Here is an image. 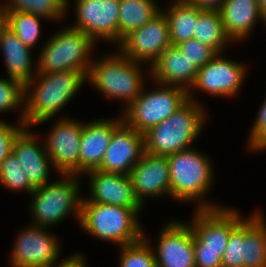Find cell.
<instances>
[{
    "mask_svg": "<svg viewBox=\"0 0 266 267\" xmlns=\"http://www.w3.org/2000/svg\"><path fill=\"white\" fill-rule=\"evenodd\" d=\"M90 178L89 198L81 202H95L127 208H143L136 198L129 175L102 172L94 169L85 173ZM90 176V177H89Z\"/></svg>",
    "mask_w": 266,
    "mask_h": 267,
    "instance_id": "obj_18",
    "label": "cell"
},
{
    "mask_svg": "<svg viewBox=\"0 0 266 267\" xmlns=\"http://www.w3.org/2000/svg\"><path fill=\"white\" fill-rule=\"evenodd\" d=\"M136 198L145 206V197L170 196V170L167 156L144 152L129 174Z\"/></svg>",
    "mask_w": 266,
    "mask_h": 267,
    "instance_id": "obj_17",
    "label": "cell"
},
{
    "mask_svg": "<svg viewBox=\"0 0 266 267\" xmlns=\"http://www.w3.org/2000/svg\"><path fill=\"white\" fill-rule=\"evenodd\" d=\"M243 251L244 219L231 231L222 256V267H243Z\"/></svg>",
    "mask_w": 266,
    "mask_h": 267,
    "instance_id": "obj_32",
    "label": "cell"
},
{
    "mask_svg": "<svg viewBox=\"0 0 266 267\" xmlns=\"http://www.w3.org/2000/svg\"><path fill=\"white\" fill-rule=\"evenodd\" d=\"M261 11L266 9V0H257Z\"/></svg>",
    "mask_w": 266,
    "mask_h": 267,
    "instance_id": "obj_41",
    "label": "cell"
},
{
    "mask_svg": "<svg viewBox=\"0 0 266 267\" xmlns=\"http://www.w3.org/2000/svg\"><path fill=\"white\" fill-rule=\"evenodd\" d=\"M85 259L83 255L76 253L63 261H59L52 267H87Z\"/></svg>",
    "mask_w": 266,
    "mask_h": 267,
    "instance_id": "obj_37",
    "label": "cell"
},
{
    "mask_svg": "<svg viewBox=\"0 0 266 267\" xmlns=\"http://www.w3.org/2000/svg\"><path fill=\"white\" fill-rule=\"evenodd\" d=\"M225 34L231 41H243L261 19L257 0H225L219 9Z\"/></svg>",
    "mask_w": 266,
    "mask_h": 267,
    "instance_id": "obj_22",
    "label": "cell"
},
{
    "mask_svg": "<svg viewBox=\"0 0 266 267\" xmlns=\"http://www.w3.org/2000/svg\"><path fill=\"white\" fill-rule=\"evenodd\" d=\"M0 49L3 52L8 77L19 80L23 85L33 79L37 67L32 64L31 48L27 47L10 28L0 36Z\"/></svg>",
    "mask_w": 266,
    "mask_h": 267,
    "instance_id": "obj_23",
    "label": "cell"
},
{
    "mask_svg": "<svg viewBox=\"0 0 266 267\" xmlns=\"http://www.w3.org/2000/svg\"><path fill=\"white\" fill-rule=\"evenodd\" d=\"M69 0H29V13L43 17L42 20H62L69 8Z\"/></svg>",
    "mask_w": 266,
    "mask_h": 267,
    "instance_id": "obj_33",
    "label": "cell"
},
{
    "mask_svg": "<svg viewBox=\"0 0 266 267\" xmlns=\"http://www.w3.org/2000/svg\"><path fill=\"white\" fill-rule=\"evenodd\" d=\"M43 17L32 13L8 12V28L29 48L36 47L41 34L40 20Z\"/></svg>",
    "mask_w": 266,
    "mask_h": 267,
    "instance_id": "obj_28",
    "label": "cell"
},
{
    "mask_svg": "<svg viewBox=\"0 0 266 267\" xmlns=\"http://www.w3.org/2000/svg\"><path fill=\"white\" fill-rule=\"evenodd\" d=\"M82 123L62 117L53 124L44 142L54 170L60 174L79 175V150Z\"/></svg>",
    "mask_w": 266,
    "mask_h": 267,
    "instance_id": "obj_14",
    "label": "cell"
},
{
    "mask_svg": "<svg viewBox=\"0 0 266 267\" xmlns=\"http://www.w3.org/2000/svg\"><path fill=\"white\" fill-rule=\"evenodd\" d=\"M170 45L169 23L161 10L149 22L126 35L116 48L130 60L143 65L150 63L148 65L151 67Z\"/></svg>",
    "mask_w": 266,
    "mask_h": 267,
    "instance_id": "obj_10",
    "label": "cell"
},
{
    "mask_svg": "<svg viewBox=\"0 0 266 267\" xmlns=\"http://www.w3.org/2000/svg\"><path fill=\"white\" fill-rule=\"evenodd\" d=\"M30 127H24L13 141L12 151L24 169L30 185L36 189L49 184L50 159L46 152L44 142L38 144L39 135L29 131Z\"/></svg>",
    "mask_w": 266,
    "mask_h": 267,
    "instance_id": "obj_19",
    "label": "cell"
},
{
    "mask_svg": "<svg viewBox=\"0 0 266 267\" xmlns=\"http://www.w3.org/2000/svg\"><path fill=\"white\" fill-rule=\"evenodd\" d=\"M61 180L36 188L31 194L30 211L38 226L51 227L60 224L69 214L80 221L81 186L78 175L59 174Z\"/></svg>",
    "mask_w": 266,
    "mask_h": 267,
    "instance_id": "obj_7",
    "label": "cell"
},
{
    "mask_svg": "<svg viewBox=\"0 0 266 267\" xmlns=\"http://www.w3.org/2000/svg\"><path fill=\"white\" fill-rule=\"evenodd\" d=\"M139 96L124 109L123 121L136 131L145 133L159 125L178 110L187 100L188 92L179 86L162 85Z\"/></svg>",
    "mask_w": 266,
    "mask_h": 267,
    "instance_id": "obj_9",
    "label": "cell"
},
{
    "mask_svg": "<svg viewBox=\"0 0 266 267\" xmlns=\"http://www.w3.org/2000/svg\"><path fill=\"white\" fill-rule=\"evenodd\" d=\"M246 69L242 62L239 63L217 54L198 70L195 82L188 91V99L195 101L192 97L193 89L212 96L235 97L244 82Z\"/></svg>",
    "mask_w": 266,
    "mask_h": 267,
    "instance_id": "obj_13",
    "label": "cell"
},
{
    "mask_svg": "<svg viewBox=\"0 0 266 267\" xmlns=\"http://www.w3.org/2000/svg\"><path fill=\"white\" fill-rule=\"evenodd\" d=\"M39 52L36 73L84 71L88 74L95 42L81 30H58ZM92 49V50H91Z\"/></svg>",
    "mask_w": 266,
    "mask_h": 267,
    "instance_id": "obj_8",
    "label": "cell"
},
{
    "mask_svg": "<svg viewBox=\"0 0 266 267\" xmlns=\"http://www.w3.org/2000/svg\"><path fill=\"white\" fill-rule=\"evenodd\" d=\"M170 170V196L179 202H195L196 209L222 207L205 201V195L214 182L210 158L194 147L168 155ZM193 201V202H192Z\"/></svg>",
    "mask_w": 266,
    "mask_h": 267,
    "instance_id": "obj_2",
    "label": "cell"
},
{
    "mask_svg": "<svg viewBox=\"0 0 266 267\" xmlns=\"http://www.w3.org/2000/svg\"><path fill=\"white\" fill-rule=\"evenodd\" d=\"M202 104L187 100L170 117L144 133L145 152L168 156L189 150L202 132L206 115Z\"/></svg>",
    "mask_w": 266,
    "mask_h": 267,
    "instance_id": "obj_4",
    "label": "cell"
},
{
    "mask_svg": "<svg viewBox=\"0 0 266 267\" xmlns=\"http://www.w3.org/2000/svg\"><path fill=\"white\" fill-rule=\"evenodd\" d=\"M19 232L12 254V267H52L59 262L60 244L47 227L30 224Z\"/></svg>",
    "mask_w": 266,
    "mask_h": 267,
    "instance_id": "obj_11",
    "label": "cell"
},
{
    "mask_svg": "<svg viewBox=\"0 0 266 267\" xmlns=\"http://www.w3.org/2000/svg\"><path fill=\"white\" fill-rule=\"evenodd\" d=\"M7 12L22 11L29 13V0H7L2 3Z\"/></svg>",
    "mask_w": 266,
    "mask_h": 267,
    "instance_id": "obj_38",
    "label": "cell"
},
{
    "mask_svg": "<svg viewBox=\"0 0 266 267\" xmlns=\"http://www.w3.org/2000/svg\"><path fill=\"white\" fill-rule=\"evenodd\" d=\"M198 70L178 46L170 45L151 65L148 74L156 85L179 86L188 92L195 82Z\"/></svg>",
    "mask_w": 266,
    "mask_h": 267,
    "instance_id": "obj_21",
    "label": "cell"
},
{
    "mask_svg": "<svg viewBox=\"0 0 266 267\" xmlns=\"http://www.w3.org/2000/svg\"><path fill=\"white\" fill-rule=\"evenodd\" d=\"M142 209L81 202L79 225L100 240L124 246L143 237L144 231L138 221Z\"/></svg>",
    "mask_w": 266,
    "mask_h": 267,
    "instance_id": "obj_5",
    "label": "cell"
},
{
    "mask_svg": "<svg viewBox=\"0 0 266 267\" xmlns=\"http://www.w3.org/2000/svg\"><path fill=\"white\" fill-rule=\"evenodd\" d=\"M155 0H120L118 44L131 31L149 22L161 9Z\"/></svg>",
    "mask_w": 266,
    "mask_h": 267,
    "instance_id": "obj_26",
    "label": "cell"
},
{
    "mask_svg": "<svg viewBox=\"0 0 266 267\" xmlns=\"http://www.w3.org/2000/svg\"><path fill=\"white\" fill-rule=\"evenodd\" d=\"M158 236L154 250L157 267H195L193 230L189 223L170 221Z\"/></svg>",
    "mask_w": 266,
    "mask_h": 267,
    "instance_id": "obj_15",
    "label": "cell"
},
{
    "mask_svg": "<svg viewBox=\"0 0 266 267\" xmlns=\"http://www.w3.org/2000/svg\"><path fill=\"white\" fill-rule=\"evenodd\" d=\"M192 222L195 267H222L231 231L244 219L234 208L195 209Z\"/></svg>",
    "mask_w": 266,
    "mask_h": 267,
    "instance_id": "obj_3",
    "label": "cell"
},
{
    "mask_svg": "<svg viewBox=\"0 0 266 267\" xmlns=\"http://www.w3.org/2000/svg\"><path fill=\"white\" fill-rule=\"evenodd\" d=\"M198 69L211 61L217 53L196 39H188L177 45Z\"/></svg>",
    "mask_w": 266,
    "mask_h": 267,
    "instance_id": "obj_34",
    "label": "cell"
},
{
    "mask_svg": "<svg viewBox=\"0 0 266 267\" xmlns=\"http://www.w3.org/2000/svg\"><path fill=\"white\" fill-rule=\"evenodd\" d=\"M123 122L122 115L117 119H97L82 123L79 150V177L83 173L98 169L110 144L113 131Z\"/></svg>",
    "mask_w": 266,
    "mask_h": 267,
    "instance_id": "obj_20",
    "label": "cell"
},
{
    "mask_svg": "<svg viewBox=\"0 0 266 267\" xmlns=\"http://www.w3.org/2000/svg\"><path fill=\"white\" fill-rule=\"evenodd\" d=\"M5 120H0V166L7 156L12 152L13 141L25 124L18 122L11 125Z\"/></svg>",
    "mask_w": 266,
    "mask_h": 267,
    "instance_id": "obj_36",
    "label": "cell"
},
{
    "mask_svg": "<svg viewBox=\"0 0 266 267\" xmlns=\"http://www.w3.org/2000/svg\"><path fill=\"white\" fill-rule=\"evenodd\" d=\"M120 0H75L76 22L70 27L81 30L95 43L98 39L118 44Z\"/></svg>",
    "mask_w": 266,
    "mask_h": 267,
    "instance_id": "obj_12",
    "label": "cell"
},
{
    "mask_svg": "<svg viewBox=\"0 0 266 267\" xmlns=\"http://www.w3.org/2000/svg\"><path fill=\"white\" fill-rule=\"evenodd\" d=\"M0 183L9 190H22L29 195L35 190L30 185L28 177L13 151L0 166Z\"/></svg>",
    "mask_w": 266,
    "mask_h": 267,
    "instance_id": "obj_30",
    "label": "cell"
},
{
    "mask_svg": "<svg viewBox=\"0 0 266 267\" xmlns=\"http://www.w3.org/2000/svg\"><path fill=\"white\" fill-rule=\"evenodd\" d=\"M120 267H157L154 248L143 232V237L131 244L120 247Z\"/></svg>",
    "mask_w": 266,
    "mask_h": 267,
    "instance_id": "obj_29",
    "label": "cell"
},
{
    "mask_svg": "<svg viewBox=\"0 0 266 267\" xmlns=\"http://www.w3.org/2000/svg\"><path fill=\"white\" fill-rule=\"evenodd\" d=\"M87 81L84 71L36 73L24 85V112L19 122L26 127L43 125L71 101Z\"/></svg>",
    "mask_w": 266,
    "mask_h": 267,
    "instance_id": "obj_1",
    "label": "cell"
},
{
    "mask_svg": "<svg viewBox=\"0 0 266 267\" xmlns=\"http://www.w3.org/2000/svg\"><path fill=\"white\" fill-rule=\"evenodd\" d=\"M145 152L144 134L129 127L124 121L113 135L98 170L129 175Z\"/></svg>",
    "mask_w": 266,
    "mask_h": 267,
    "instance_id": "obj_16",
    "label": "cell"
},
{
    "mask_svg": "<svg viewBox=\"0 0 266 267\" xmlns=\"http://www.w3.org/2000/svg\"><path fill=\"white\" fill-rule=\"evenodd\" d=\"M193 38L217 54H222L226 44L232 42L224 32L219 10L202 9L199 12Z\"/></svg>",
    "mask_w": 266,
    "mask_h": 267,
    "instance_id": "obj_27",
    "label": "cell"
},
{
    "mask_svg": "<svg viewBox=\"0 0 266 267\" xmlns=\"http://www.w3.org/2000/svg\"><path fill=\"white\" fill-rule=\"evenodd\" d=\"M21 108L24 112V85L16 79L0 78V113Z\"/></svg>",
    "mask_w": 266,
    "mask_h": 267,
    "instance_id": "obj_31",
    "label": "cell"
},
{
    "mask_svg": "<svg viewBox=\"0 0 266 267\" xmlns=\"http://www.w3.org/2000/svg\"><path fill=\"white\" fill-rule=\"evenodd\" d=\"M8 28V12L0 1V36Z\"/></svg>",
    "mask_w": 266,
    "mask_h": 267,
    "instance_id": "obj_40",
    "label": "cell"
},
{
    "mask_svg": "<svg viewBox=\"0 0 266 267\" xmlns=\"http://www.w3.org/2000/svg\"><path fill=\"white\" fill-rule=\"evenodd\" d=\"M261 20H262V22H264V24L266 25V9H264V10L262 11Z\"/></svg>",
    "mask_w": 266,
    "mask_h": 267,
    "instance_id": "obj_42",
    "label": "cell"
},
{
    "mask_svg": "<svg viewBox=\"0 0 266 267\" xmlns=\"http://www.w3.org/2000/svg\"><path fill=\"white\" fill-rule=\"evenodd\" d=\"M243 267H266V221L259 211L244 218Z\"/></svg>",
    "mask_w": 266,
    "mask_h": 267,
    "instance_id": "obj_24",
    "label": "cell"
},
{
    "mask_svg": "<svg viewBox=\"0 0 266 267\" xmlns=\"http://www.w3.org/2000/svg\"><path fill=\"white\" fill-rule=\"evenodd\" d=\"M112 54L92 61L87 82L107 98L125 102L126 109L144 89L142 63L130 60L118 51Z\"/></svg>",
    "mask_w": 266,
    "mask_h": 267,
    "instance_id": "obj_6",
    "label": "cell"
},
{
    "mask_svg": "<svg viewBox=\"0 0 266 267\" xmlns=\"http://www.w3.org/2000/svg\"><path fill=\"white\" fill-rule=\"evenodd\" d=\"M200 9L219 10L225 0H188Z\"/></svg>",
    "mask_w": 266,
    "mask_h": 267,
    "instance_id": "obj_39",
    "label": "cell"
},
{
    "mask_svg": "<svg viewBox=\"0 0 266 267\" xmlns=\"http://www.w3.org/2000/svg\"><path fill=\"white\" fill-rule=\"evenodd\" d=\"M248 146L252 151L266 150V98L259 109L256 121L251 127Z\"/></svg>",
    "mask_w": 266,
    "mask_h": 267,
    "instance_id": "obj_35",
    "label": "cell"
},
{
    "mask_svg": "<svg viewBox=\"0 0 266 267\" xmlns=\"http://www.w3.org/2000/svg\"><path fill=\"white\" fill-rule=\"evenodd\" d=\"M168 9H164L169 23L171 44L177 46L188 39H193L199 12L202 10L188 0H172Z\"/></svg>",
    "mask_w": 266,
    "mask_h": 267,
    "instance_id": "obj_25",
    "label": "cell"
}]
</instances>
